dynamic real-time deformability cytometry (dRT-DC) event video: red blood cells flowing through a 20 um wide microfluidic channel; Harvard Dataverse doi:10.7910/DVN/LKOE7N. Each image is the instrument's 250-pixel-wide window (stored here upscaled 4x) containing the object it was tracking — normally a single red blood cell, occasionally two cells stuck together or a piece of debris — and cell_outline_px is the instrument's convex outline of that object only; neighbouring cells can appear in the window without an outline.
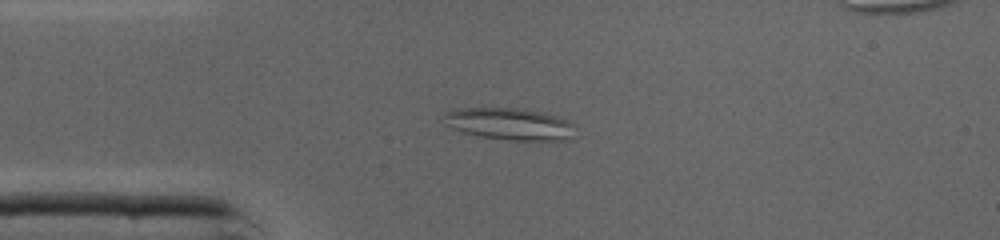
{"species": "common noctule bat (a hibernating species)", "species_latin": "Nyctalus noctula", "temperature_condition": "cold", "stored_images_in_passage": 47, "camera_frame_rate_fps": 3000, "um_per_image_px": 0.085, "animal": {"sex": "male", "body_mass_g": 19.0, "forearm_length_mm": 50.8}, "frame": {"image": 1, "passage_image": 10, "time_ms": 3.0, "image_size_px": [1000, 240], "cell_outline_px": [[572, 124], [568, 136], [564, 140], [512, 140], [480, 136], [464, 132], [452, 128], [444, 116], [444, 112], [464, 108], [512, 108], [544, 112], [556, 116]], "centroid_in_image_um": [43.26, 10.52], "position_along_channel_um": 41.7, "area_um2": 23.52}}
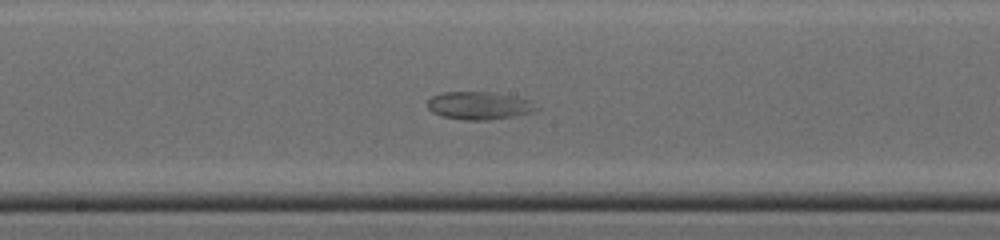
{"frame": {"image": 2, "passage_image": 23, "time_ms": 7.333, "image_size_px": [1000, 240], "cell_outline_px": [[540, 108], [532, 112], [512, 116], [488, 120], [464, 120], [444, 116], [432, 112], [428, 108], [428, 100], [432, 96], [444, 92], [488, 92], [516, 96], [528, 100]], "centroid_in_image_um": [40.72, 8.97], "position_along_channel_um": 207.5, "area_um2": 17.46}}
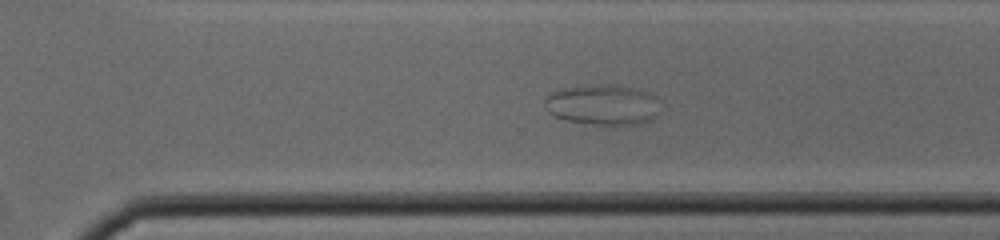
{"frame": {"image": 3, "passage_image": 31, "time_ms": 10.0, "image_size_px": [1000, 240], "cell_outline_px": [[660, 112], [652, 120], [640, 124], [612, 128], [568, 120], [552, 116], [548, 112], [544, 100], [552, 92], [564, 88], [632, 88], [648, 92], [652, 96]], "centroid_in_image_um": [51.24, 9.03], "position_along_channel_um": 319.4, "area_um2": 26.47}}